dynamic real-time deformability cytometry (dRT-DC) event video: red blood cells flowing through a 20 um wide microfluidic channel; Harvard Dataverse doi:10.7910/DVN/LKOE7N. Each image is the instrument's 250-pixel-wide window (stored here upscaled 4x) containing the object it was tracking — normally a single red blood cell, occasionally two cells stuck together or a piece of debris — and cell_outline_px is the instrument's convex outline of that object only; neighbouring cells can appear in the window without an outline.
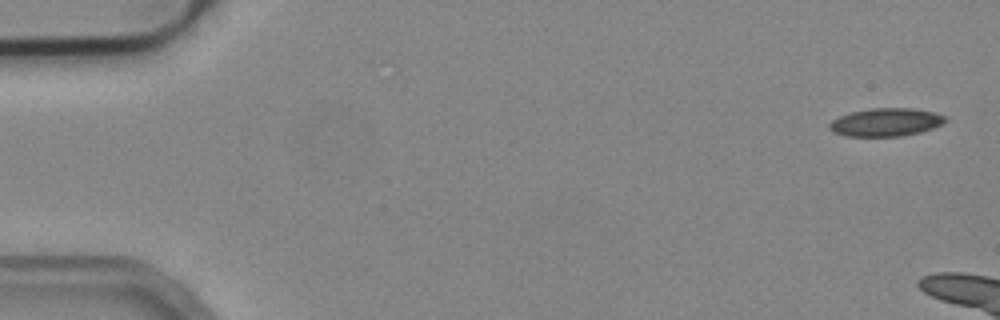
{"species": "common noctule bat (a hibernating species)", "species_latin": "Nyctalus noctula", "temperature_condition": "cold", "stored_images_in_passage": 20, "camera_frame_rate_fps": 3000, "um_per_image_px": 0.085, "animal": {"sex": "male", "body_mass_g": 19.2, "forearm_length_mm": 51.8}, "frame": {"image": 1, "passage_image": 1, "time_ms": 0.0, "image_size_px": [1000, 320], "cell_outline_px": [[948, 120], [944, 124], [920, 132], [904, 136], [844, 136], [832, 132], [828, 128], [828, 124], [832, 120], [840, 116], [852, 112], [872, 108], [916, 108], [936, 112], [944, 116]], "centroid_in_image_um": [75.32, 10.39], "position_along_channel_um": 9.7, "area_um2": 19.19}}
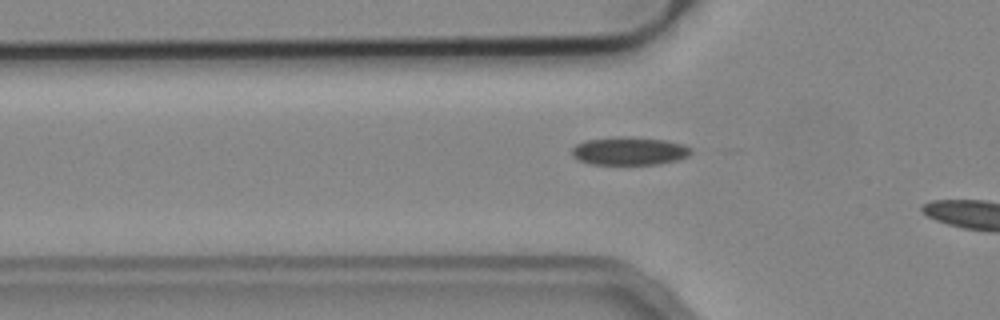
{"frame": {"image": 2, "passage_image": 17, "time_ms": 5.333, "image_size_px": [1000, 320], "cell_outline_px": [[692, 152], [688, 156], [676, 160], [660, 164], [588, 164], [572, 156], [572, 148], [576, 144], [588, 140], [616, 136], [624, 136], [668, 140], [684, 144], [692, 148]], "centroid_in_image_um": [53.52, 12.83], "position_along_channel_um": 72.3, "area_um2": 19.65}}